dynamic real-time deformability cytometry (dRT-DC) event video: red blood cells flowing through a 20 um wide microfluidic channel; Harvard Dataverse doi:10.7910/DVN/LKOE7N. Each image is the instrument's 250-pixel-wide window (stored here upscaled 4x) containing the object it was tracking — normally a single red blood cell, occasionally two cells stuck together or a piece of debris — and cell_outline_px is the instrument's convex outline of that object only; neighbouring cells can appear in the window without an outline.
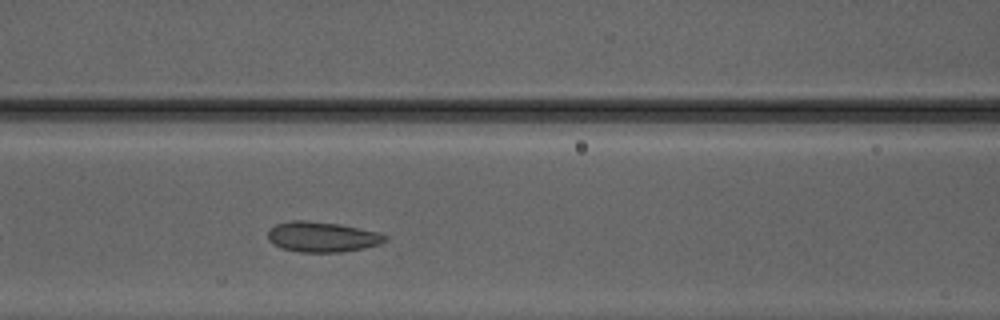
{"species": "Egyptian fruit bat (a non-hibernating species)", "species_latin": "Rousettus aegyptiacus", "temperature_condition": "warm", "stored_images_in_passage": 28, "camera_frame_rate_fps": 3000, "um_per_image_px": 0.085, "animal": {"sex": "male"}, "frame": {"image": 1, "passage_image": 8, "time_ms": 2.333, "image_size_px": [1000, 320], "cell_outline_px": [[388, 240], [380, 244], [364, 248], [340, 252], [300, 252], [280, 248], [272, 244], [268, 240], [268, 228], [276, 224], [292, 220], [304, 220], [340, 224], [380, 232], [388, 236]], "centroid_in_image_um": [27.38, 20.13], "position_along_channel_um": 139.2, "area_um2": 20.98}}
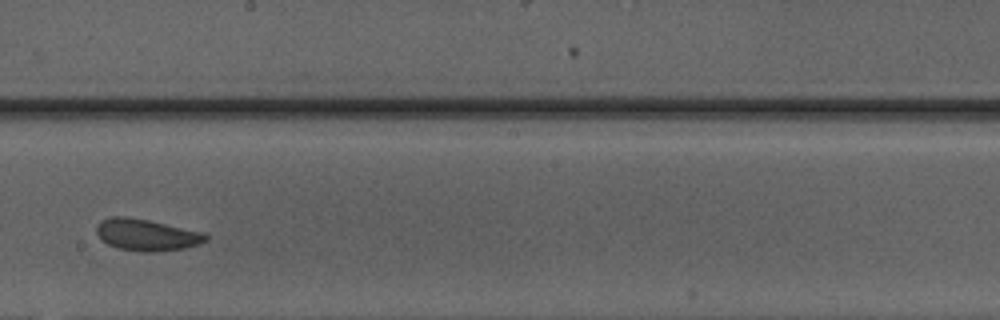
{"frame": {"image": 2, "passage_image": 15, "time_ms": 4.667, "image_size_px": [1000, 320], "cell_outline_px": [[208, 240], [200, 244], [184, 248], [156, 252], [144, 252], [120, 248], [108, 244], [96, 232], [96, 224], [100, 220], [112, 216], [124, 216], [148, 220], [204, 232], [208, 236]], "centroid_in_image_um": [12.48, 19.95], "position_along_channel_um": 235.7, "area_um2": 20.11}}
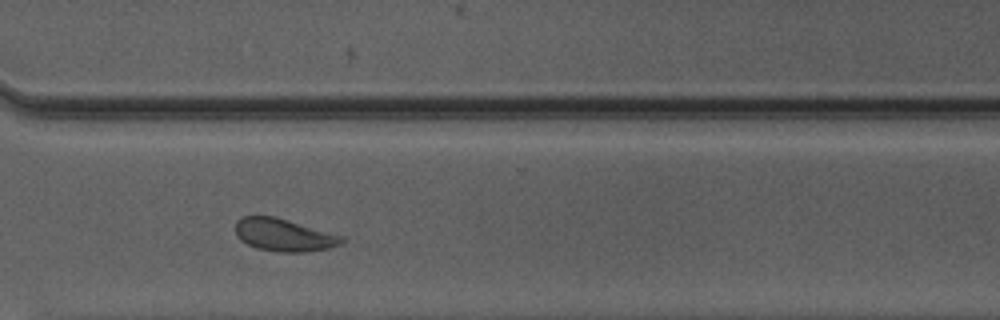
{"frame": {"image": 3, "passage_image": 23, "time_ms": 7.333, "image_size_px": [1000, 320], "cell_outline_px": [[344, 240], [340, 244], [328, 248], [304, 252], [276, 252], [256, 248], [240, 240], [236, 232], [236, 220], [244, 216], [276, 216], [344, 236]], "centroid_in_image_um": [24.13, 19.97], "position_along_channel_um": 346.5, "area_um2": 20.23}, "authors_computed_cell_mechanics": {"area_um2": 20.2011, "velocity_mm_per_s": 4.1518, "shape_relaxation_time_tau1_ms": 3.1428, "shape_relaxation_time_tau2_ms": 1.4379, "deformation_change_tau1": 0.0745, "deformation_change_tau2": 0.0598}}